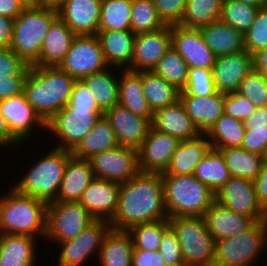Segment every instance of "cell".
Here are the masks:
<instances>
[{
  "instance_id": "obj_1",
  "label": "cell",
  "mask_w": 267,
  "mask_h": 266,
  "mask_svg": "<svg viewBox=\"0 0 267 266\" xmlns=\"http://www.w3.org/2000/svg\"><path fill=\"white\" fill-rule=\"evenodd\" d=\"M168 219L161 173L139 172L121 183L118 206L109 222L112 229L128 231L139 224Z\"/></svg>"
},
{
  "instance_id": "obj_2",
  "label": "cell",
  "mask_w": 267,
  "mask_h": 266,
  "mask_svg": "<svg viewBox=\"0 0 267 266\" xmlns=\"http://www.w3.org/2000/svg\"><path fill=\"white\" fill-rule=\"evenodd\" d=\"M75 81L58 66H30L23 93L27 102L47 123L69 103Z\"/></svg>"
},
{
  "instance_id": "obj_3",
  "label": "cell",
  "mask_w": 267,
  "mask_h": 266,
  "mask_svg": "<svg viewBox=\"0 0 267 266\" xmlns=\"http://www.w3.org/2000/svg\"><path fill=\"white\" fill-rule=\"evenodd\" d=\"M48 204L11 187L0 197V234L46 237Z\"/></svg>"
},
{
  "instance_id": "obj_4",
  "label": "cell",
  "mask_w": 267,
  "mask_h": 266,
  "mask_svg": "<svg viewBox=\"0 0 267 266\" xmlns=\"http://www.w3.org/2000/svg\"><path fill=\"white\" fill-rule=\"evenodd\" d=\"M161 177L168 218L203 217L215 202L214 192L193 174Z\"/></svg>"
},
{
  "instance_id": "obj_5",
  "label": "cell",
  "mask_w": 267,
  "mask_h": 266,
  "mask_svg": "<svg viewBox=\"0 0 267 266\" xmlns=\"http://www.w3.org/2000/svg\"><path fill=\"white\" fill-rule=\"evenodd\" d=\"M52 149L44 155L45 157L43 156L29 167L26 175L12 186L18 193L32 196L47 204L56 200L63 173L72 152L54 147Z\"/></svg>"
},
{
  "instance_id": "obj_6",
  "label": "cell",
  "mask_w": 267,
  "mask_h": 266,
  "mask_svg": "<svg viewBox=\"0 0 267 266\" xmlns=\"http://www.w3.org/2000/svg\"><path fill=\"white\" fill-rule=\"evenodd\" d=\"M57 11L24 8L14 20L10 48L28 65H40L41 47Z\"/></svg>"
},
{
  "instance_id": "obj_7",
  "label": "cell",
  "mask_w": 267,
  "mask_h": 266,
  "mask_svg": "<svg viewBox=\"0 0 267 266\" xmlns=\"http://www.w3.org/2000/svg\"><path fill=\"white\" fill-rule=\"evenodd\" d=\"M176 234L186 266H213L215 240L207 230L204 217L168 218Z\"/></svg>"
},
{
  "instance_id": "obj_8",
  "label": "cell",
  "mask_w": 267,
  "mask_h": 266,
  "mask_svg": "<svg viewBox=\"0 0 267 266\" xmlns=\"http://www.w3.org/2000/svg\"><path fill=\"white\" fill-rule=\"evenodd\" d=\"M267 247V221L230 238L215 241L213 266H254Z\"/></svg>"
},
{
  "instance_id": "obj_9",
  "label": "cell",
  "mask_w": 267,
  "mask_h": 266,
  "mask_svg": "<svg viewBox=\"0 0 267 266\" xmlns=\"http://www.w3.org/2000/svg\"><path fill=\"white\" fill-rule=\"evenodd\" d=\"M103 116L102 110L64 107L46 123V130L60 139L54 148L72 152Z\"/></svg>"
},
{
  "instance_id": "obj_10",
  "label": "cell",
  "mask_w": 267,
  "mask_h": 266,
  "mask_svg": "<svg viewBox=\"0 0 267 266\" xmlns=\"http://www.w3.org/2000/svg\"><path fill=\"white\" fill-rule=\"evenodd\" d=\"M94 221L79 202H51L47 207L45 239L57 244L74 239Z\"/></svg>"
},
{
  "instance_id": "obj_11",
  "label": "cell",
  "mask_w": 267,
  "mask_h": 266,
  "mask_svg": "<svg viewBox=\"0 0 267 266\" xmlns=\"http://www.w3.org/2000/svg\"><path fill=\"white\" fill-rule=\"evenodd\" d=\"M58 67L75 80L109 68L97 35H76Z\"/></svg>"
},
{
  "instance_id": "obj_12",
  "label": "cell",
  "mask_w": 267,
  "mask_h": 266,
  "mask_svg": "<svg viewBox=\"0 0 267 266\" xmlns=\"http://www.w3.org/2000/svg\"><path fill=\"white\" fill-rule=\"evenodd\" d=\"M94 177L124 183L140 172L136 149L117 146L89 159Z\"/></svg>"
},
{
  "instance_id": "obj_13",
  "label": "cell",
  "mask_w": 267,
  "mask_h": 266,
  "mask_svg": "<svg viewBox=\"0 0 267 266\" xmlns=\"http://www.w3.org/2000/svg\"><path fill=\"white\" fill-rule=\"evenodd\" d=\"M111 229L109 221L95 220L74 239L60 242L58 266H82L87 259L100 253L102 241ZM97 251V252H96Z\"/></svg>"
},
{
  "instance_id": "obj_14",
  "label": "cell",
  "mask_w": 267,
  "mask_h": 266,
  "mask_svg": "<svg viewBox=\"0 0 267 266\" xmlns=\"http://www.w3.org/2000/svg\"><path fill=\"white\" fill-rule=\"evenodd\" d=\"M215 201L233 212L251 217L255 222L267 221V214L258 202L253 180L231 177L215 194Z\"/></svg>"
},
{
  "instance_id": "obj_15",
  "label": "cell",
  "mask_w": 267,
  "mask_h": 266,
  "mask_svg": "<svg viewBox=\"0 0 267 266\" xmlns=\"http://www.w3.org/2000/svg\"><path fill=\"white\" fill-rule=\"evenodd\" d=\"M171 46L185 60L188 68L212 69L216 56L203 40L199 29L171 26Z\"/></svg>"
},
{
  "instance_id": "obj_16",
  "label": "cell",
  "mask_w": 267,
  "mask_h": 266,
  "mask_svg": "<svg viewBox=\"0 0 267 266\" xmlns=\"http://www.w3.org/2000/svg\"><path fill=\"white\" fill-rule=\"evenodd\" d=\"M179 142L177 138L151 127L137 149L140 172L163 173Z\"/></svg>"
},
{
  "instance_id": "obj_17",
  "label": "cell",
  "mask_w": 267,
  "mask_h": 266,
  "mask_svg": "<svg viewBox=\"0 0 267 266\" xmlns=\"http://www.w3.org/2000/svg\"><path fill=\"white\" fill-rule=\"evenodd\" d=\"M104 116L114 130L118 145L136 150L152 127L149 119L134 114L119 104L107 110Z\"/></svg>"
},
{
  "instance_id": "obj_18",
  "label": "cell",
  "mask_w": 267,
  "mask_h": 266,
  "mask_svg": "<svg viewBox=\"0 0 267 266\" xmlns=\"http://www.w3.org/2000/svg\"><path fill=\"white\" fill-rule=\"evenodd\" d=\"M171 47V26L160 30L136 34L134 40L132 71H151Z\"/></svg>"
},
{
  "instance_id": "obj_19",
  "label": "cell",
  "mask_w": 267,
  "mask_h": 266,
  "mask_svg": "<svg viewBox=\"0 0 267 266\" xmlns=\"http://www.w3.org/2000/svg\"><path fill=\"white\" fill-rule=\"evenodd\" d=\"M0 111L11 134L21 144L32 136L36 126L46 129V123L27 102L24 93L0 101Z\"/></svg>"
},
{
  "instance_id": "obj_20",
  "label": "cell",
  "mask_w": 267,
  "mask_h": 266,
  "mask_svg": "<svg viewBox=\"0 0 267 266\" xmlns=\"http://www.w3.org/2000/svg\"><path fill=\"white\" fill-rule=\"evenodd\" d=\"M120 183L94 178L78 201L95 220L111 221L119 199Z\"/></svg>"
},
{
  "instance_id": "obj_21",
  "label": "cell",
  "mask_w": 267,
  "mask_h": 266,
  "mask_svg": "<svg viewBox=\"0 0 267 266\" xmlns=\"http://www.w3.org/2000/svg\"><path fill=\"white\" fill-rule=\"evenodd\" d=\"M253 70L252 55L245 51L217 56L212 68L217 92L238 91L241 81Z\"/></svg>"
},
{
  "instance_id": "obj_22",
  "label": "cell",
  "mask_w": 267,
  "mask_h": 266,
  "mask_svg": "<svg viewBox=\"0 0 267 266\" xmlns=\"http://www.w3.org/2000/svg\"><path fill=\"white\" fill-rule=\"evenodd\" d=\"M102 0H65L58 17L75 35H96Z\"/></svg>"
},
{
  "instance_id": "obj_23",
  "label": "cell",
  "mask_w": 267,
  "mask_h": 266,
  "mask_svg": "<svg viewBox=\"0 0 267 266\" xmlns=\"http://www.w3.org/2000/svg\"><path fill=\"white\" fill-rule=\"evenodd\" d=\"M179 100L201 134H206L224 113V93L209 96L188 95L180 91Z\"/></svg>"
},
{
  "instance_id": "obj_24",
  "label": "cell",
  "mask_w": 267,
  "mask_h": 266,
  "mask_svg": "<svg viewBox=\"0 0 267 266\" xmlns=\"http://www.w3.org/2000/svg\"><path fill=\"white\" fill-rule=\"evenodd\" d=\"M152 128L179 141L197 138L201 133L187 115L180 100L153 113Z\"/></svg>"
},
{
  "instance_id": "obj_25",
  "label": "cell",
  "mask_w": 267,
  "mask_h": 266,
  "mask_svg": "<svg viewBox=\"0 0 267 266\" xmlns=\"http://www.w3.org/2000/svg\"><path fill=\"white\" fill-rule=\"evenodd\" d=\"M203 217L207 230L215 241L244 233L256 223L251 217L233 212L216 201Z\"/></svg>"
},
{
  "instance_id": "obj_26",
  "label": "cell",
  "mask_w": 267,
  "mask_h": 266,
  "mask_svg": "<svg viewBox=\"0 0 267 266\" xmlns=\"http://www.w3.org/2000/svg\"><path fill=\"white\" fill-rule=\"evenodd\" d=\"M96 35L107 66L131 70L136 34L131 30H98Z\"/></svg>"
},
{
  "instance_id": "obj_27",
  "label": "cell",
  "mask_w": 267,
  "mask_h": 266,
  "mask_svg": "<svg viewBox=\"0 0 267 266\" xmlns=\"http://www.w3.org/2000/svg\"><path fill=\"white\" fill-rule=\"evenodd\" d=\"M94 178L89 160L72 155L66 164L54 202H78Z\"/></svg>"
},
{
  "instance_id": "obj_28",
  "label": "cell",
  "mask_w": 267,
  "mask_h": 266,
  "mask_svg": "<svg viewBox=\"0 0 267 266\" xmlns=\"http://www.w3.org/2000/svg\"><path fill=\"white\" fill-rule=\"evenodd\" d=\"M121 70L118 81V104L152 122L153 112L143 93L142 71Z\"/></svg>"
},
{
  "instance_id": "obj_29",
  "label": "cell",
  "mask_w": 267,
  "mask_h": 266,
  "mask_svg": "<svg viewBox=\"0 0 267 266\" xmlns=\"http://www.w3.org/2000/svg\"><path fill=\"white\" fill-rule=\"evenodd\" d=\"M211 145L205 134L197 138L180 141L169 165L161 175H190L210 150Z\"/></svg>"
},
{
  "instance_id": "obj_30",
  "label": "cell",
  "mask_w": 267,
  "mask_h": 266,
  "mask_svg": "<svg viewBox=\"0 0 267 266\" xmlns=\"http://www.w3.org/2000/svg\"><path fill=\"white\" fill-rule=\"evenodd\" d=\"M35 242L30 235L0 234V266H35Z\"/></svg>"
},
{
  "instance_id": "obj_31",
  "label": "cell",
  "mask_w": 267,
  "mask_h": 266,
  "mask_svg": "<svg viewBox=\"0 0 267 266\" xmlns=\"http://www.w3.org/2000/svg\"><path fill=\"white\" fill-rule=\"evenodd\" d=\"M199 31L216 57L245 51L244 34L220 20L200 27Z\"/></svg>"
},
{
  "instance_id": "obj_32",
  "label": "cell",
  "mask_w": 267,
  "mask_h": 266,
  "mask_svg": "<svg viewBox=\"0 0 267 266\" xmlns=\"http://www.w3.org/2000/svg\"><path fill=\"white\" fill-rule=\"evenodd\" d=\"M75 36L71 29L57 17L45 35L40 52V66H59Z\"/></svg>"
},
{
  "instance_id": "obj_33",
  "label": "cell",
  "mask_w": 267,
  "mask_h": 266,
  "mask_svg": "<svg viewBox=\"0 0 267 266\" xmlns=\"http://www.w3.org/2000/svg\"><path fill=\"white\" fill-rule=\"evenodd\" d=\"M133 242L127 231L110 229L105 235L98 259L101 266H131Z\"/></svg>"
},
{
  "instance_id": "obj_34",
  "label": "cell",
  "mask_w": 267,
  "mask_h": 266,
  "mask_svg": "<svg viewBox=\"0 0 267 266\" xmlns=\"http://www.w3.org/2000/svg\"><path fill=\"white\" fill-rule=\"evenodd\" d=\"M119 146L110 122L101 117L94 127L85 135L82 141L72 151L75 158L89 159L100 152Z\"/></svg>"
},
{
  "instance_id": "obj_35",
  "label": "cell",
  "mask_w": 267,
  "mask_h": 266,
  "mask_svg": "<svg viewBox=\"0 0 267 266\" xmlns=\"http://www.w3.org/2000/svg\"><path fill=\"white\" fill-rule=\"evenodd\" d=\"M112 71L113 68H106L82 79L97 105L104 113L118 104L119 78Z\"/></svg>"
},
{
  "instance_id": "obj_36",
  "label": "cell",
  "mask_w": 267,
  "mask_h": 266,
  "mask_svg": "<svg viewBox=\"0 0 267 266\" xmlns=\"http://www.w3.org/2000/svg\"><path fill=\"white\" fill-rule=\"evenodd\" d=\"M193 175L216 194L231 178L224 157L219 150L210 148L195 167Z\"/></svg>"
},
{
  "instance_id": "obj_37",
  "label": "cell",
  "mask_w": 267,
  "mask_h": 266,
  "mask_svg": "<svg viewBox=\"0 0 267 266\" xmlns=\"http://www.w3.org/2000/svg\"><path fill=\"white\" fill-rule=\"evenodd\" d=\"M245 129L243 121L223 113L205 135L213 149L240 147Z\"/></svg>"
},
{
  "instance_id": "obj_38",
  "label": "cell",
  "mask_w": 267,
  "mask_h": 266,
  "mask_svg": "<svg viewBox=\"0 0 267 266\" xmlns=\"http://www.w3.org/2000/svg\"><path fill=\"white\" fill-rule=\"evenodd\" d=\"M231 177L254 180L259 174L264 157L240 147L219 149Z\"/></svg>"
},
{
  "instance_id": "obj_39",
  "label": "cell",
  "mask_w": 267,
  "mask_h": 266,
  "mask_svg": "<svg viewBox=\"0 0 267 266\" xmlns=\"http://www.w3.org/2000/svg\"><path fill=\"white\" fill-rule=\"evenodd\" d=\"M143 93L154 113L179 100L180 90L151 71H142Z\"/></svg>"
},
{
  "instance_id": "obj_40",
  "label": "cell",
  "mask_w": 267,
  "mask_h": 266,
  "mask_svg": "<svg viewBox=\"0 0 267 266\" xmlns=\"http://www.w3.org/2000/svg\"><path fill=\"white\" fill-rule=\"evenodd\" d=\"M223 0H187L179 25L199 29L220 19Z\"/></svg>"
},
{
  "instance_id": "obj_41",
  "label": "cell",
  "mask_w": 267,
  "mask_h": 266,
  "mask_svg": "<svg viewBox=\"0 0 267 266\" xmlns=\"http://www.w3.org/2000/svg\"><path fill=\"white\" fill-rule=\"evenodd\" d=\"M132 0H102L98 30H130Z\"/></svg>"
},
{
  "instance_id": "obj_42",
  "label": "cell",
  "mask_w": 267,
  "mask_h": 266,
  "mask_svg": "<svg viewBox=\"0 0 267 266\" xmlns=\"http://www.w3.org/2000/svg\"><path fill=\"white\" fill-rule=\"evenodd\" d=\"M188 69L185 60L171 46L152 71L182 91L187 83Z\"/></svg>"
},
{
  "instance_id": "obj_43",
  "label": "cell",
  "mask_w": 267,
  "mask_h": 266,
  "mask_svg": "<svg viewBox=\"0 0 267 266\" xmlns=\"http://www.w3.org/2000/svg\"><path fill=\"white\" fill-rule=\"evenodd\" d=\"M165 26L153 0H132L130 30L134 34L154 32Z\"/></svg>"
},
{
  "instance_id": "obj_44",
  "label": "cell",
  "mask_w": 267,
  "mask_h": 266,
  "mask_svg": "<svg viewBox=\"0 0 267 266\" xmlns=\"http://www.w3.org/2000/svg\"><path fill=\"white\" fill-rule=\"evenodd\" d=\"M170 228L168 219L139 224L131 227L127 232L130 234L133 246L136 249L156 251L164 233Z\"/></svg>"
},
{
  "instance_id": "obj_45",
  "label": "cell",
  "mask_w": 267,
  "mask_h": 266,
  "mask_svg": "<svg viewBox=\"0 0 267 266\" xmlns=\"http://www.w3.org/2000/svg\"><path fill=\"white\" fill-rule=\"evenodd\" d=\"M259 8L233 0H223L220 21L245 33L254 21Z\"/></svg>"
},
{
  "instance_id": "obj_46",
  "label": "cell",
  "mask_w": 267,
  "mask_h": 266,
  "mask_svg": "<svg viewBox=\"0 0 267 266\" xmlns=\"http://www.w3.org/2000/svg\"><path fill=\"white\" fill-rule=\"evenodd\" d=\"M244 46L251 55L267 48V6L258 9L253 23L244 33Z\"/></svg>"
},
{
  "instance_id": "obj_47",
  "label": "cell",
  "mask_w": 267,
  "mask_h": 266,
  "mask_svg": "<svg viewBox=\"0 0 267 266\" xmlns=\"http://www.w3.org/2000/svg\"><path fill=\"white\" fill-rule=\"evenodd\" d=\"M238 92L257 108L267 105V79L254 70L241 81Z\"/></svg>"
},
{
  "instance_id": "obj_48",
  "label": "cell",
  "mask_w": 267,
  "mask_h": 266,
  "mask_svg": "<svg viewBox=\"0 0 267 266\" xmlns=\"http://www.w3.org/2000/svg\"><path fill=\"white\" fill-rule=\"evenodd\" d=\"M183 91L194 96L215 94L217 90L213 81L212 69L189 68L187 83Z\"/></svg>"
},
{
  "instance_id": "obj_49",
  "label": "cell",
  "mask_w": 267,
  "mask_h": 266,
  "mask_svg": "<svg viewBox=\"0 0 267 266\" xmlns=\"http://www.w3.org/2000/svg\"><path fill=\"white\" fill-rule=\"evenodd\" d=\"M257 107L238 91L224 94V113L241 121H245Z\"/></svg>"
},
{
  "instance_id": "obj_50",
  "label": "cell",
  "mask_w": 267,
  "mask_h": 266,
  "mask_svg": "<svg viewBox=\"0 0 267 266\" xmlns=\"http://www.w3.org/2000/svg\"><path fill=\"white\" fill-rule=\"evenodd\" d=\"M28 66L10 47H0V78L28 75Z\"/></svg>"
},
{
  "instance_id": "obj_51",
  "label": "cell",
  "mask_w": 267,
  "mask_h": 266,
  "mask_svg": "<svg viewBox=\"0 0 267 266\" xmlns=\"http://www.w3.org/2000/svg\"><path fill=\"white\" fill-rule=\"evenodd\" d=\"M158 251L167 266H186L179 241L171 228L164 233Z\"/></svg>"
},
{
  "instance_id": "obj_52",
  "label": "cell",
  "mask_w": 267,
  "mask_h": 266,
  "mask_svg": "<svg viewBox=\"0 0 267 266\" xmlns=\"http://www.w3.org/2000/svg\"><path fill=\"white\" fill-rule=\"evenodd\" d=\"M160 19L165 25H178L182 20L187 0H153Z\"/></svg>"
},
{
  "instance_id": "obj_53",
  "label": "cell",
  "mask_w": 267,
  "mask_h": 266,
  "mask_svg": "<svg viewBox=\"0 0 267 266\" xmlns=\"http://www.w3.org/2000/svg\"><path fill=\"white\" fill-rule=\"evenodd\" d=\"M240 148L264 155L267 148V126H245Z\"/></svg>"
},
{
  "instance_id": "obj_54",
  "label": "cell",
  "mask_w": 267,
  "mask_h": 266,
  "mask_svg": "<svg viewBox=\"0 0 267 266\" xmlns=\"http://www.w3.org/2000/svg\"><path fill=\"white\" fill-rule=\"evenodd\" d=\"M65 107L75 110H101L82 80L74 82L69 103Z\"/></svg>"
},
{
  "instance_id": "obj_55",
  "label": "cell",
  "mask_w": 267,
  "mask_h": 266,
  "mask_svg": "<svg viewBox=\"0 0 267 266\" xmlns=\"http://www.w3.org/2000/svg\"><path fill=\"white\" fill-rule=\"evenodd\" d=\"M27 75H12L0 78V101L23 94Z\"/></svg>"
},
{
  "instance_id": "obj_56",
  "label": "cell",
  "mask_w": 267,
  "mask_h": 266,
  "mask_svg": "<svg viewBox=\"0 0 267 266\" xmlns=\"http://www.w3.org/2000/svg\"><path fill=\"white\" fill-rule=\"evenodd\" d=\"M131 266H167L161 253L133 248Z\"/></svg>"
},
{
  "instance_id": "obj_57",
  "label": "cell",
  "mask_w": 267,
  "mask_h": 266,
  "mask_svg": "<svg viewBox=\"0 0 267 266\" xmlns=\"http://www.w3.org/2000/svg\"><path fill=\"white\" fill-rule=\"evenodd\" d=\"M253 183L258 202L267 214V161L263 162L262 168Z\"/></svg>"
},
{
  "instance_id": "obj_58",
  "label": "cell",
  "mask_w": 267,
  "mask_h": 266,
  "mask_svg": "<svg viewBox=\"0 0 267 266\" xmlns=\"http://www.w3.org/2000/svg\"><path fill=\"white\" fill-rule=\"evenodd\" d=\"M14 20L11 17L0 14V47H10L13 37Z\"/></svg>"
},
{
  "instance_id": "obj_59",
  "label": "cell",
  "mask_w": 267,
  "mask_h": 266,
  "mask_svg": "<svg viewBox=\"0 0 267 266\" xmlns=\"http://www.w3.org/2000/svg\"><path fill=\"white\" fill-rule=\"evenodd\" d=\"M18 144L20 142L11 134L5 118L0 111V148H6V146H10L11 148V146H17Z\"/></svg>"
},
{
  "instance_id": "obj_60",
  "label": "cell",
  "mask_w": 267,
  "mask_h": 266,
  "mask_svg": "<svg viewBox=\"0 0 267 266\" xmlns=\"http://www.w3.org/2000/svg\"><path fill=\"white\" fill-rule=\"evenodd\" d=\"M24 9L18 0H0V14L15 19Z\"/></svg>"
},
{
  "instance_id": "obj_61",
  "label": "cell",
  "mask_w": 267,
  "mask_h": 266,
  "mask_svg": "<svg viewBox=\"0 0 267 266\" xmlns=\"http://www.w3.org/2000/svg\"><path fill=\"white\" fill-rule=\"evenodd\" d=\"M253 70L267 79V48L252 54Z\"/></svg>"
},
{
  "instance_id": "obj_62",
  "label": "cell",
  "mask_w": 267,
  "mask_h": 266,
  "mask_svg": "<svg viewBox=\"0 0 267 266\" xmlns=\"http://www.w3.org/2000/svg\"><path fill=\"white\" fill-rule=\"evenodd\" d=\"M245 126H267V105L258 107L250 117L244 121Z\"/></svg>"
},
{
  "instance_id": "obj_63",
  "label": "cell",
  "mask_w": 267,
  "mask_h": 266,
  "mask_svg": "<svg viewBox=\"0 0 267 266\" xmlns=\"http://www.w3.org/2000/svg\"><path fill=\"white\" fill-rule=\"evenodd\" d=\"M65 0H37V8L58 11Z\"/></svg>"
},
{
  "instance_id": "obj_64",
  "label": "cell",
  "mask_w": 267,
  "mask_h": 266,
  "mask_svg": "<svg viewBox=\"0 0 267 266\" xmlns=\"http://www.w3.org/2000/svg\"><path fill=\"white\" fill-rule=\"evenodd\" d=\"M233 1H237V2H240V3H243V4L255 6L257 8H261V7L267 6V1L266 0H233Z\"/></svg>"
},
{
  "instance_id": "obj_65",
  "label": "cell",
  "mask_w": 267,
  "mask_h": 266,
  "mask_svg": "<svg viewBox=\"0 0 267 266\" xmlns=\"http://www.w3.org/2000/svg\"><path fill=\"white\" fill-rule=\"evenodd\" d=\"M18 2L24 8H35V7H37V0H18Z\"/></svg>"
},
{
  "instance_id": "obj_66",
  "label": "cell",
  "mask_w": 267,
  "mask_h": 266,
  "mask_svg": "<svg viewBox=\"0 0 267 266\" xmlns=\"http://www.w3.org/2000/svg\"><path fill=\"white\" fill-rule=\"evenodd\" d=\"M263 157H264V161H267V148L265 150V153H264Z\"/></svg>"
}]
</instances>
